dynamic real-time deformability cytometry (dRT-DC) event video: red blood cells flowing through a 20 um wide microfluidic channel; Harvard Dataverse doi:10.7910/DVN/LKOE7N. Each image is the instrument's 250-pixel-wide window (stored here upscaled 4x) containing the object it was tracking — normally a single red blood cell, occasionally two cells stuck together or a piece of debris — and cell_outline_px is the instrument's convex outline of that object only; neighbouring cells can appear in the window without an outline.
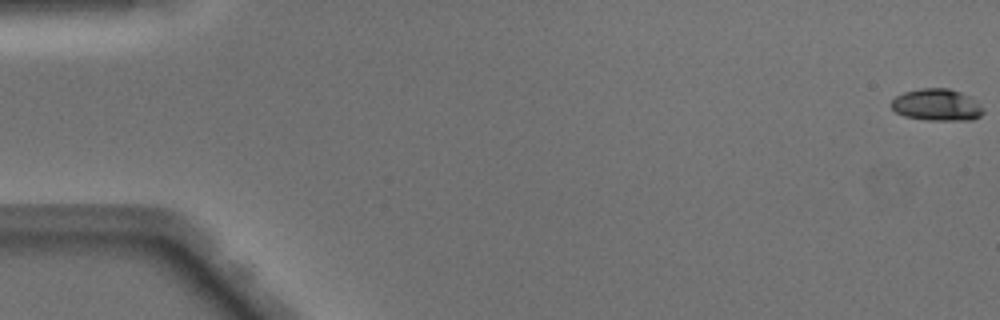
{"species": "Egyptian fruit bat (a non-hibernating species)", "species_latin": "Rousettus aegyptiacus", "temperature_condition": "warm", "stored_images_in_passage": 50, "camera_frame_rate_fps": 3000, "um_per_image_px": 0.085, "animal": {"sex": "male"}, "frame": {"image": 1, "passage_image": 1, "time_ms": 0.0, "image_size_px": [1000, 320], "cell_outline_px": [[984, 112], [980, 116], [972, 120], [928, 120], [904, 116], [896, 112], [892, 108], [892, 100], [896, 96], [904, 92], [920, 88], [948, 88], [960, 92], [968, 96], [980, 104], [984, 108]], "centroid_in_image_um": [79.64, 8.92], "position_along_channel_um": 5.4, "area_um2": 17.05}}
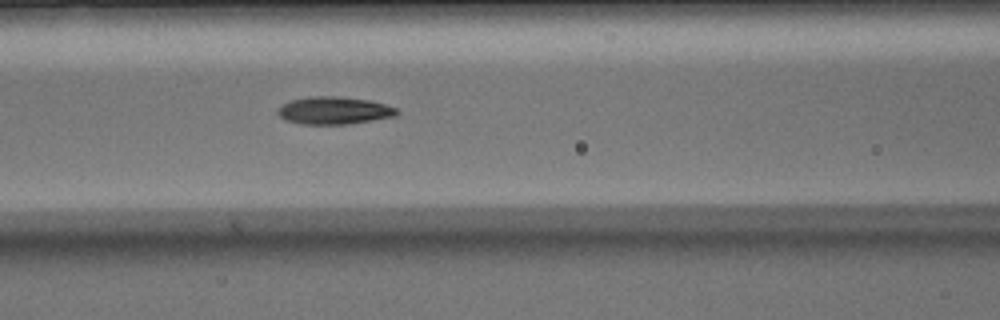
{"frame": {"image": 2, "passage_image": 22, "time_ms": 7.0, "image_size_px": [1000, 320], "cell_outline_px": [[400, 112], [396, 116], [348, 124], [300, 124], [288, 120], [280, 116], [276, 112], [284, 104], [292, 100], [308, 96], [332, 96], [368, 100], [384, 104], [396, 108]], "centroid_in_image_um": [28.41, 9.39], "position_along_channel_um": 138.2, "area_um2": 18.84}}
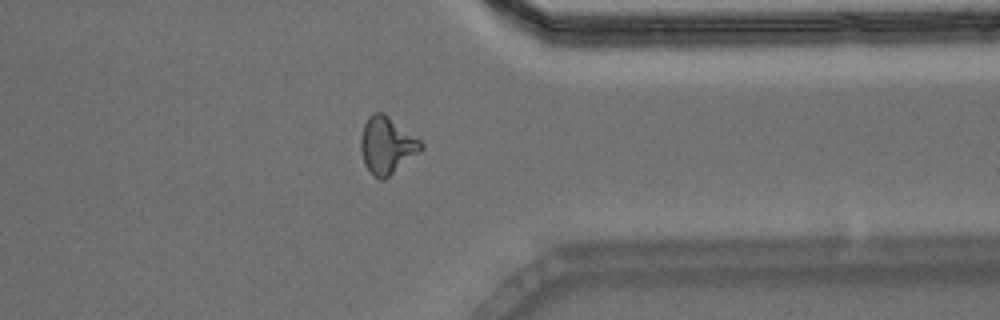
{"frame": {"image": 3, "passage_image": 40, "time_ms": 13.0, "image_size_px": [1000, 320], "cell_outline_px": [[424, 148], [384, 180], [380, 180], [372, 176], [368, 172], [364, 164], [360, 148], [360, 136], [364, 124], [368, 116], [372, 112], [384, 112], [420, 140], [424, 144]], "centroid_in_image_um": [32.85, 12.35], "position_along_channel_um": 378.6, "area_um2": 20.17}, "authors_computed_cell_mechanics": {"area_um2": 18.3226, "velocity_mm_per_s": 4.1042, "shape_relaxation_time_tau1_ms": 3.9117, "shape_relaxation_time_tau2_ms": 2.5819, "deformation_change_tau1": 0.1819, "deformation_change_tau2": 0.0902}}